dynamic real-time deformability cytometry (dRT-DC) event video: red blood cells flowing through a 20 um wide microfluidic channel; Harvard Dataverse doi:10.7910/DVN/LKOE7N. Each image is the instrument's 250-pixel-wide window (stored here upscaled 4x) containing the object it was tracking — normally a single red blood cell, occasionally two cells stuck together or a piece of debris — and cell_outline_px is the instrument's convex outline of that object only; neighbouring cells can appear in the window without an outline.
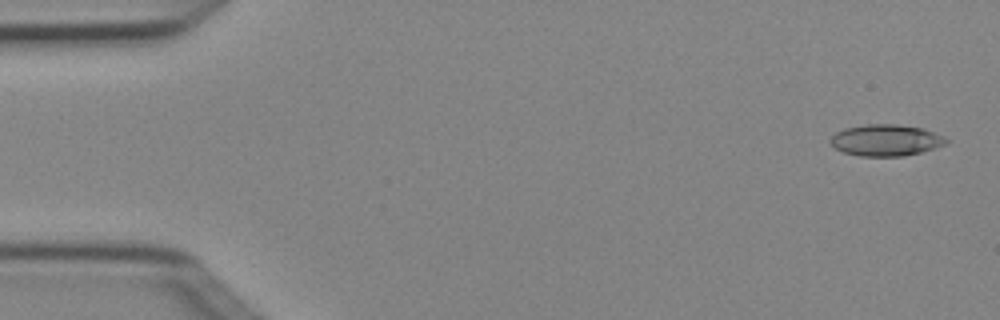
{"species": "Egyptian fruit bat (a non-hibernating species)", "species_latin": "Rousettus aegyptiacus", "temperature_condition": "cold", "stored_images_in_passage": 3, "camera_frame_rate_fps": 3000, "um_per_image_px": 0.085, "animal": {"sex": "female"}, "frame": {"image": 1, "passage_image": 1, "time_ms": 0.0, "image_size_px": [1000, 320], "cell_outline_px": [[948, 144], [936, 148], [904, 156], [860, 156], [844, 152], [836, 148], [828, 140], [836, 132], [844, 128], [868, 124], [896, 124], [924, 128], [944, 136], [948, 140]], "centroid_in_image_um": [75.33, 11.91], "position_along_channel_um": 9.7, "area_um2": 21.33}}